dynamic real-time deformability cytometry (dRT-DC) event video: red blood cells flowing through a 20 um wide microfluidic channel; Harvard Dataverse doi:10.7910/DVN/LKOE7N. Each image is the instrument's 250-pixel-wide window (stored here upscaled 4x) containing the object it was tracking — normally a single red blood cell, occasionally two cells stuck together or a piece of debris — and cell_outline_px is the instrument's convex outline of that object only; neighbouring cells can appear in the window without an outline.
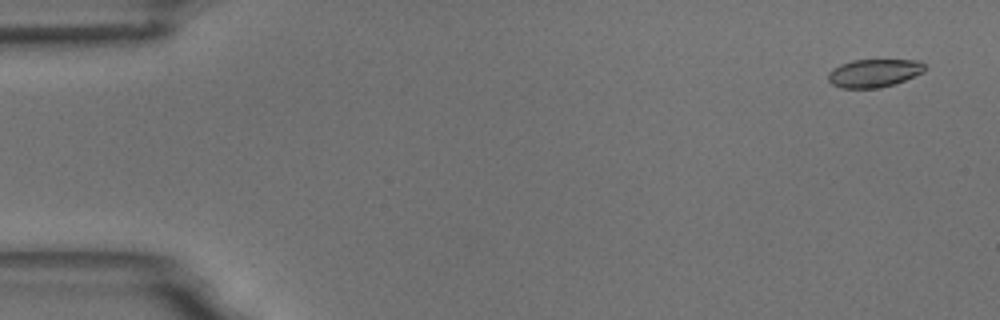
{"species": "common noctule bat (a hibernating species)", "species_latin": "Nyctalus noctula", "temperature_condition": "room temperature", "stored_images_in_passage": 54, "camera_frame_rate_fps": 3000, "um_per_image_px": 0.085, "animal": {"sex": "male", "body_mass_g": 18.8}, "frame": {"image": 1, "passage_image": 3, "time_ms": 0.667, "image_size_px": [1000, 320], "cell_outline_px": [[924, 72], [904, 80], [880, 88], [840, 88], [832, 84], [828, 80], [828, 72], [832, 68], [840, 64], [852, 60], [920, 60], [924, 64]], "centroid_in_image_um": [74.25, 6.21], "position_along_channel_um": 10.7, "area_um2": 15.84}}
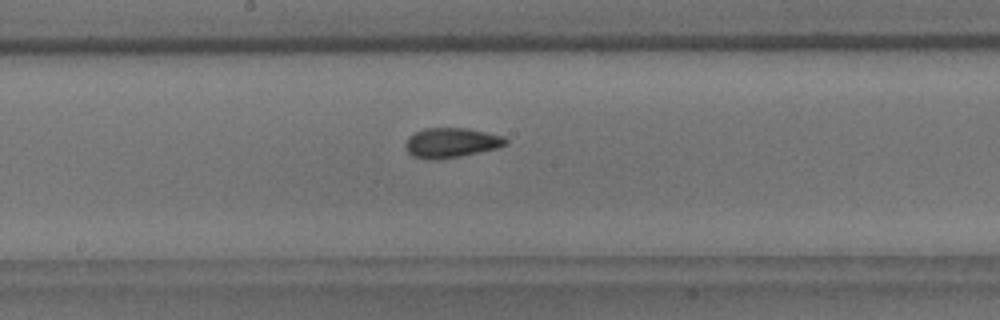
{"frame": {"image": 2, "passage_image": 29, "time_ms": 9.333, "image_size_px": [1000, 320], "cell_outline_px": [[508, 144], [496, 148], [460, 156], [436, 160], [428, 160], [412, 156], [404, 148], [404, 144], [408, 136], [424, 128], [468, 128], [504, 136], [508, 140]], "centroid_in_image_um": [38.32, 12.13], "position_along_channel_um": 209.9, "area_um2": 17.57}}
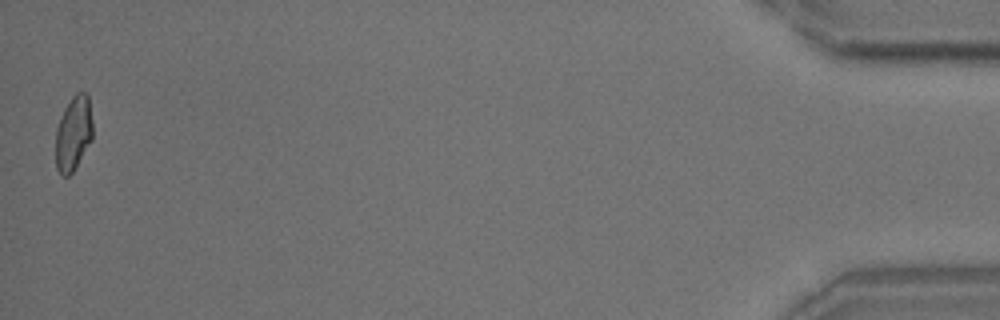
{"frame": {"image": 3, "passage_image": 54, "time_ms": 17.667, "image_size_px": [1000, 320], "cell_outline_px": [[92, 140], [72, 172], [68, 176], [64, 176], [56, 168], [56, 128], [64, 108], [72, 96], [76, 92], [84, 92], [88, 96], [92, 120]], "centroid_in_image_um": [6.24, 11.31], "position_along_channel_um": 429.0, "area_um2": 16.01}, "authors_computed_cell_mechanics": {"area_um2": 16.7042, "velocity_mm_per_s": 3.7449, "shape_relaxation_time_tau1_ms": 4.6517, "shape_relaxation_time_tau2_ms": 1.4959, "deformation_change_tau1": 0.1337, "deformation_change_tau2": 0.0666}}